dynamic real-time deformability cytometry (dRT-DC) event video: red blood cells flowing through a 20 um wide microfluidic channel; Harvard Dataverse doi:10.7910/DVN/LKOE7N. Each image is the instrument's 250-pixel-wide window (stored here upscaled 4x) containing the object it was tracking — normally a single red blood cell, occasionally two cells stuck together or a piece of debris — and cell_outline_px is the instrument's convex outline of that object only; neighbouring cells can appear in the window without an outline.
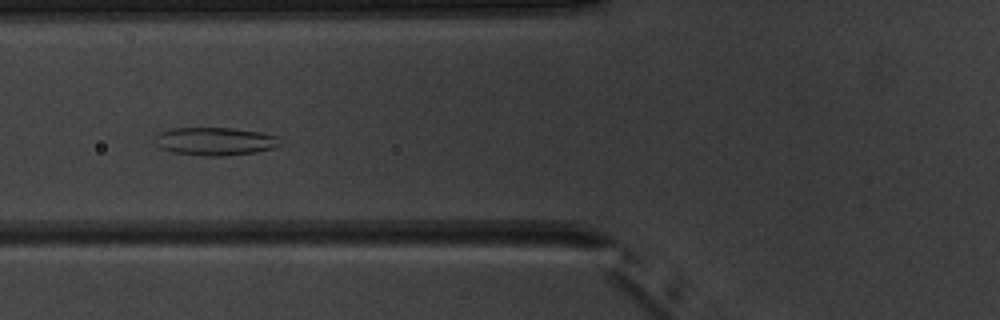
{"species": "common noctule bat (a hibernating species)", "species_latin": "Nyctalus noctula", "temperature_condition": "warm", "stored_images_in_passage": 6, "camera_frame_rate_fps": 3000, "um_per_image_px": 0.085, "animal": {"sex": "male", "body_mass_g": 20.1, "forearm_length_mm": 53.5}, "frame": {"image": 1, "passage_image": 5, "time_ms": 4.667, "image_size_px": [1000, 320], "cell_outline_px": [[284, 144], [272, 148], [256, 152], [224, 156], [200, 156], [172, 152], [160, 148], [156, 144], [156, 136], [160, 132], [172, 128], [232, 128], [264, 132], [280, 136]], "centroid_in_image_um": [18.35, 12.01], "position_along_channel_um": 107.4, "area_um2": 20.81}}